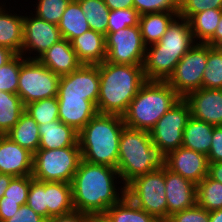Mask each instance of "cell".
<instances>
[{
    "instance_id": "35",
    "label": "cell",
    "mask_w": 222,
    "mask_h": 222,
    "mask_svg": "<svg viewBox=\"0 0 222 222\" xmlns=\"http://www.w3.org/2000/svg\"><path fill=\"white\" fill-rule=\"evenodd\" d=\"M25 112L30 115L38 125L59 120L57 97L31 102L25 105Z\"/></svg>"
},
{
    "instance_id": "38",
    "label": "cell",
    "mask_w": 222,
    "mask_h": 222,
    "mask_svg": "<svg viewBox=\"0 0 222 222\" xmlns=\"http://www.w3.org/2000/svg\"><path fill=\"white\" fill-rule=\"evenodd\" d=\"M139 16L140 15L134 8L110 10L107 34L126 27L137 26L139 23Z\"/></svg>"
},
{
    "instance_id": "36",
    "label": "cell",
    "mask_w": 222,
    "mask_h": 222,
    "mask_svg": "<svg viewBox=\"0 0 222 222\" xmlns=\"http://www.w3.org/2000/svg\"><path fill=\"white\" fill-rule=\"evenodd\" d=\"M23 55L16 54L4 66L0 67V91L17 94L20 67Z\"/></svg>"
},
{
    "instance_id": "23",
    "label": "cell",
    "mask_w": 222,
    "mask_h": 222,
    "mask_svg": "<svg viewBox=\"0 0 222 222\" xmlns=\"http://www.w3.org/2000/svg\"><path fill=\"white\" fill-rule=\"evenodd\" d=\"M7 6L0 7V46L9 48L15 54H21L23 45V18L21 14H12Z\"/></svg>"
},
{
    "instance_id": "4",
    "label": "cell",
    "mask_w": 222,
    "mask_h": 222,
    "mask_svg": "<svg viewBox=\"0 0 222 222\" xmlns=\"http://www.w3.org/2000/svg\"><path fill=\"white\" fill-rule=\"evenodd\" d=\"M123 118L97 113L78 133L82 160L117 169Z\"/></svg>"
},
{
    "instance_id": "37",
    "label": "cell",
    "mask_w": 222,
    "mask_h": 222,
    "mask_svg": "<svg viewBox=\"0 0 222 222\" xmlns=\"http://www.w3.org/2000/svg\"><path fill=\"white\" fill-rule=\"evenodd\" d=\"M34 15L49 23L58 25L71 0H36ZM36 12V13H35Z\"/></svg>"
},
{
    "instance_id": "27",
    "label": "cell",
    "mask_w": 222,
    "mask_h": 222,
    "mask_svg": "<svg viewBox=\"0 0 222 222\" xmlns=\"http://www.w3.org/2000/svg\"><path fill=\"white\" fill-rule=\"evenodd\" d=\"M6 136L33 154L39 150V125L25 111L21 114L17 124L6 134Z\"/></svg>"
},
{
    "instance_id": "43",
    "label": "cell",
    "mask_w": 222,
    "mask_h": 222,
    "mask_svg": "<svg viewBox=\"0 0 222 222\" xmlns=\"http://www.w3.org/2000/svg\"><path fill=\"white\" fill-rule=\"evenodd\" d=\"M166 222H210L209 211L196 204L191 208L173 213Z\"/></svg>"
},
{
    "instance_id": "24",
    "label": "cell",
    "mask_w": 222,
    "mask_h": 222,
    "mask_svg": "<svg viewBox=\"0 0 222 222\" xmlns=\"http://www.w3.org/2000/svg\"><path fill=\"white\" fill-rule=\"evenodd\" d=\"M214 125L190 116L183 131L182 147L208 155L212 143Z\"/></svg>"
},
{
    "instance_id": "55",
    "label": "cell",
    "mask_w": 222,
    "mask_h": 222,
    "mask_svg": "<svg viewBox=\"0 0 222 222\" xmlns=\"http://www.w3.org/2000/svg\"><path fill=\"white\" fill-rule=\"evenodd\" d=\"M173 4L180 9L187 0H171Z\"/></svg>"
},
{
    "instance_id": "39",
    "label": "cell",
    "mask_w": 222,
    "mask_h": 222,
    "mask_svg": "<svg viewBox=\"0 0 222 222\" xmlns=\"http://www.w3.org/2000/svg\"><path fill=\"white\" fill-rule=\"evenodd\" d=\"M26 204L47 220L46 182L35 180L30 175V187Z\"/></svg>"
},
{
    "instance_id": "28",
    "label": "cell",
    "mask_w": 222,
    "mask_h": 222,
    "mask_svg": "<svg viewBox=\"0 0 222 222\" xmlns=\"http://www.w3.org/2000/svg\"><path fill=\"white\" fill-rule=\"evenodd\" d=\"M57 26L62 38L70 42L90 29L77 0L70 1Z\"/></svg>"
},
{
    "instance_id": "44",
    "label": "cell",
    "mask_w": 222,
    "mask_h": 222,
    "mask_svg": "<svg viewBox=\"0 0 222 222\" xmlns=\"http://www.w3.org/2000/svg\"><path fill=\"white\" fill-rule=\"evenodd\" d=\"M209 163L222 162V125L213 129L212 143L207 155Z\"/></svg>"
},
{
    "instance_id": "41",
    "label": "cell",
    "mask_w": 222,
    "mask_h": 222,
    "mask_svg": "<svg viewBox=\"0 0 222 222\" xmlns=\"http://www.w3.org/2000/svg\"><path fill=\"white\" fill-rule=\"evenodd\" d=\"M133 8L139 15L159 12L179 13V9L171 0H133Z\"/></svg>"
},
{
    "instance_id": "3",
    "label": "cell",
    "mask_w": 222,
    "mask_h": 222,
    "mask_svg": "<svg viewBox=\"0 0 222 222\" xmlns=\"http://www.w3.org/2000/svg\"><path fill=\"white\" fill-rule=\"evenodd\" d=\"M195 43L189 21L178 15L160 41L146 48L143 63L146 80L166 81Z\"/></svg>"
},
{
    "instance_id": "52",
    "label": "cell",
    "mask_w": 222,
    "mask_h": 222,
    "mask_svg": "<svg viewBox=\"0 0 222 222\" xmlns=\"http://www.w3.org/2000/svg\"><path fill=\"white\" fill-rule=\"evenodd\" d=\"M13 178L12 175L0 173V199L4 196L5 190Z\"/></svg>"
},
{
    "instance_id": "51",
    "label": "cell",
    "mask_w": 222,
    "mask_h": 222,
    "mask_svg": "<svg viewBox=\"0 0 222 222\" xmlns=\"http://www.w3.org/2000/svg\"><path fill=\"white\" fill-rule=\"evenodd\" d=\"M16 54L9 48L0 46V67L4 66L9 60H11Z\"/></svg>"
},
{
    "instance_id": "32",
    "label": "cell",
    "mask_w": 222,
    "mask_h": 222,
    "mask_svg": "<svg viewBox=\"0 0 222 222\" xmlns=\"http://www.w3.org/2000/svg\"><path fill=\"white\" fill-rule=\"evenodd\" d=\"M77 1L89 23L90 29L106 36L110 9L104 3V0Z\"/></svg>"
},
{
    "instance_id": "20",
    "label": "cell",
    "mask_w": 222,
    "mask_h": 222,
    "mask_svg": "<svg viewBox=\"0 0 222 222\" xmlns=\"http://www.w3.org/2000/svg\"><path fill=\"white\" fill-rule=\"evenodd\" d=\"M38 60L53 73L60 76L69 74L82 65L71 46V42L64 38L52 45Z\"/></svg>"
},
{
    "instance_id": "11",
    "label": "cell",
    "mask_w": 222,
    "mask_h": 222,
    "mask_svg": "<svg viewBox=\"0 0 222 222\" xmlns=\"http://www.w3.org/2000/svg\"><path fill=\"white\" fill-rule=\"evenodd\" d=\"M190 116L189 104L182 98L150 130L154 146L164 156L182 146L183 131Z\"/></svg>"
},
{
    "instance_id": "12",
    "label": "cell",
    "mask_w": 222,
    "mask_h": 222,
    "mask_svg": "<svg viewBox=\"0 0 222 222\" xmlns=\"http://www.w3.org/2000/svg\"><path fill=\"white\" fill-rule=\"evenodd\" d=\"M106 59L115 64L143 65L147 46L139 25L109 32L105 36Z\"/></svg>"
},
{
    "instance_id": "26",
    "label": "cell",
    "mask_w": 222,
    "mask_h": 222,
    "mask_svg": "<svg viewBox=\"0 0 222 222\" xmlns=\"http://www.w3.org/2000/svg\"><path fill=\"white\" fill-rule=\"evenodd\" d=\"M178 15V13L172 12L146 13L140 15L138 25L144 44L149 46L159 42L171 22Z\"/></svg>"
},
{
    "instance_id": "15",
    "label": "cell",
    "mask_w": 222,
    "mask_h": 222,
    "mask_svg": "<svg viewBox=\"0 0 222 222\" xmlns=\"http://www.w3.org/2000/svg\"><path fill=\"white\" fill-rule=\"evenodd\" d=\"M164 166L197 185L208 175L209 162L206 155L181 146L164 156Z\"/></svg>"
},
{
    "instance_id": "7",
    "label": "cell",
    "mask_w": 222,
    "mask_h": 222,
    "mask_svg": "<svg viewBox=\"0 0 222 222\" xmlns=\"http://www.w3.org/2000/svg\"><path fill=\"white\" fill-rule=\"evenodd\" d=\"M126 196L139 208L160 222L168 220L165 195V166L133 178L125 185Z\"/></svg>"
},
{
    "instance_id": "17",
    "label": "cell",
    "mask_w": 222,
    "mask_h": 222,
    "mask_svg": "<svg viewBox=\"0 0 222 222\" xmlns=\"http://www.w3.org/2000/svg\"><path fill=\"white\" fill-rule=\"evenodd\" d=\"M165 195L168 205V219L176 212L197 204L196 184L165 167Z\"/></svg>"
},
{
    "instance_id": "54",
    "label": "cell",
    "mask_w": 222,
    "mask_h": 222,
    "mask_svg": "<svg viewBox=\"0 0 222 222\" xmlns=\"http://www.w3.org/2000/svg\"><path fill=\"white\" fill-rule=\"evenodd\" d=\"M210 222H222V209H217L209 212Z\"/></svg>"
},
{
    "instance_id": "57",
    "label": "cell",
    "mask_w": 222,
    "mask_h": 222,
    "mask_svg": "<svg viewBox=\"0 0 222 222\" xmlns=\"http://www.w3.org/2000/svg\"><path fill=\"white\" fill-rule=\"evenodd\" d=\"M3 135H4V134L0 131V139L3 137Z\"/></svg>"
},
{
    "instance_id": "6",
    "label": "cell",
    "mask_w": 222,
    "mask_h": 222,
    "mask_svg": "<svg viewBox=\"0 0 222 222\" xmlns=\"http://www.w3.org/2000/svg\"><path fill=\"white\" fill-rule=\"evenodd\" d=\"M182 98L166 81L147 80L122 115L125 126L148 131Z\"/></svg>"
},
{
    "instance_id": "25",
    "label": "cell",
    "mask_w": 222,
    "mask_h": 222,
    "mask_svg": "<svg viewBox=\"0 0 222 222\" xmlns=\"http://www.w3.org/2000/svg\"><path fill=\"white\" fill-rule=\"evenodd\" d=\"M47 220L74 211L72 187L64 182H46Z\"/></svg>"
},
{
    "instance_id": "34",
    "label": "cell",
    "mask_w": 222,
    "mask_h": 222,
    "mask_svg": "<svg viewBox=\"0 0 222 222\" xmlns=\"http://www.w3.org/2000/svg\"><path fill=\"white\" fill-rule=\"evenodd\" d=\"M202 88L222 89V47H212L207 44V62Z\"/></svg>"
},
{
    "instance_id": "31",
    "label": "cell",
    "mask_w": 222,
    "mask_h": 222,
    "mask_svg": "<svg viewBox=\"0 0 222 222\" xmlns=\"http://www.w3.org/2000/svg\"><path fill=\"white\" fill-rule=\"evenodd\" d=\"M25 106L17 94L0 91V131L6 135L19 121Z\"/></svg>"
},
{
    "instance_id": "21",
    "label": "cell",
    "mask_w": 222,
    "mask_h": 222,
    "mask_svg": "<svg viewBox=\"0 0 222 222\" xmlns=\"http://www.w3.org/2000/svg\"><path fill=\"white\" fill-rule=\"evenodd\" d=\"M71 46L82 64L97 65L106 59L105 35L91 29L74 38Z\"/></svg>"
},
{
    "instance_id": "30",
    "label": "cell",
    "mask_w": 222,
    "mask_h": 222,
    "mask_svg": "<svg viewBox=\"0 0 222 222\" xmlns=\"http://www.w3.org/2000/svg\"><path fill=\"white\" fill-rule=\"evenodd\" d=\"M113 222H160L136 206L126 195L105 212Z\"/></svg>"
},
{
    "instance_id": "42",
    "label": "cell",
    "mask_w": 222,
    "mask_h": 222,
    "mask_svg": "<svg viewBox=\"0 0 222 222\" xmlns=\"http://www.w3.org/2000/svg\"><path fill=\"white\" fill-rule=\"evenodd\" d=\"M207 9H222V0H187L178 14L189 20L194 14Z\"/></svg>"
},
{
    "instance_id": "49",
    "label": "cell",
    "mask_w": 222,
    "mask_h": 222,
    "mask_svg": "<svg viewBox=\"0 0 222 222\" xmlns=\"http://www.w3.org/2000/svg\"><path fill=\"white\" fill-rule=\"evenodd\" d=\"M208 176L211 179L222 183V162L209 163Z\"/></svg>"
},
{
    "instance_id": "56",
    "label": "cell",
    "mask_w": 222,
    "mask_h": 222,
    "mask_svg": "<svg viewBox=\"0 0 222 222\" xmlns=\"http://www.w3.org/2000/svg\"><path fill=\"white\" fill-rule=\"evenodd\" d=\"M1 2V1H0ZM2 6H6V2L4 3L3 2V4H2V2L0 3V7H2Z\"/></svg>"
},
{
    "instance_id": "47",
    "label": "cell",
    "mask_w": 222,
    "mask_h": 222,
    "mask_svg": "<svg viewBox=\"0 0 222 222\" xmlns=\"http://www.w3.org/2000/svg\"><path fill=\"white\" fill-rule=\"evenodd\" d=\"M46 222H87V214L74 210L64 215L52 216Z\"/></svg>"
},
{
    "instance_id": "29",
    "label": "cell",
    "mask_w": 222,
    "mask_h": 222,
    "mask_svg": "<svg viewBox=\"0 0 222 222\" xmlns=\"http://www.w3.org/2000/svg\"><path fill=\"white\" fill-rule=\"evenodd\" d=\"M221 16L222 9H207L188 20L196 43H206L214 35Z\"/></svg>"
},
{
    "instance_id": "10",
    "label": "cell",
    "mask_w": 222,
    "mask_h": 222,
    "mask_svg": "<svg viewBox=\"0 0 222 222\" xmlns=\"http://www.w3.org/2000/svg\"><path fill=\"white\" fill-rule=\"evenodd\" d=\"M207 62V44L195 45L180 59L166 82L181 97L202 88L203 73Z\"/></svg>"
},
{
    "instance_id": "40",
    "label": "cell",
    "mask_w": 222,
    "mask_h": 222,
    "mask_svg": "<svg viewBox=\"0 0 222 222\" xmlns=\"http://www.w3.org/2000/svg\"><path fill=\"white\" fill-rule=\"evenodd\" d=\"M30 187V176L14 177L5 190V200L19 201V205L27 203Z\"/></svg>"
},
{
    "instance_id": "48",
    "label": "cell",
    "mask_w": 222,
    "mask_h": 222,
    "mask_svg": "<svg viewBox=\"0 0 222 222\" xmlns=\"http://www.w3.org/2000/svg\"><path fill=\"white\" fill-rule=\"evenodd\" d=\"M110 10L133 8V0H104Z\"/></svg>"
},
{
    "instance_id": "53",
    "label": "cell",
    "mask_w": 222,
    "mask_h": 222,
    "mask_svg": "<svg viewBox=\"0 0 222 222\" xmlns=\"http://www.w3.org/2000/svg\"><path fill=\"white\" fill-rule=\"evenodd\" d=\"M87 222H113L106 213L87 214Z\"/></svg>"
},
{
    "instance_id": "14",
    "label": "cell",
    "mask_w": 222,
    "mask_h": 222,
    "mask_svg": "<svg viewBox=\"0 0 222 222\" xmlns=\"http://www.w3.org/2000/svg\"><path fill=\"white\" fill-rule=\"evenodd\" d=\"M99 89L98 64H82L73 72L60 77L57 97H83L97 105Z\"/></svg>"
},
{
    "instance_id": "50",
    "label": "cell",
    "mask_w": 222,
    "mask_h": 222,
    "mask_svg": "<svg viewBox=\"0 0 222 222\" xmlns=\"http://www.w3.org/2000/svg\"><path fill=\"white\" fill-rule=\"evenodd\" d=\"M206 44L212 47H222V16L217 24L214 35L206 42Z\"/></svg>"
},
{
    "instance_id": "46",
    "label": "cell",
    "mask_w": 222,
    "mask_h": 222,
    "mask_svg": "<svg viewBox=\"0 0 222 222\" xmlns=\"http://www.w3.org/2000/svg\"><path fill=\"white\" fill-rule=\"evenodd\" d=\"M20 208L19 201L5 200V196L0 199V222H4L13 217Z\"/></svg>"
},
{
    "instance_id": "13",
    "label": "cell",
    "mask_w": 222,
    "mask_h": 222,
    "mask_svg": "<svg viewBox=\"0 0 222 222\" xmlns=\"http://www.w3.org/2000/svg\"><path fill=\"white\" fill-rule=\"evenodd\" d=\"M25 15L23 18L21 55L26 59H38L52 45L63 38L57 25L38 18L33 12L29 16L26 12ZM31 54L34 56H31Z\"/></svg>"
},
{
    "instance_id": "1",
    "label": "cell",
    "mask_w": 222,
    "mask_h": 222,
    "mask_svg": "<svg viewBox=\"0 0 222 222\" xmlns=\"http://www.w3.org/2000/svg\"><path fill=\"white\" fill-rule=\"evenodd\" d=\"M120 183L121 188L117 186ZM123 185L116 168L81 159L71 182L74 210L86 214L105 213L126 195Z\"/></svg>"
},
{
    "instance_id": "22",
    "label": "cell",
    "mask_w": 222,
    "mask_h": 222,
    "mask_svg": "<svg viewBox=\"0 0 222 222\" xmlns=\"http://www.w3.org/2000/svg\"><path fill=\"white\" fill-rule=\"evenodd\" d=\"M39 150L79 147L78 132L60 120L39 125Z\"/></svg>"
},
{
    "instance_id": "18",
    "label": "cell",
    "mask_w": 222,
    "mask_h": 222,
    "mask_svg": "<svg viewBox=\"0 0 222 222\" xmlns=\"http://www.w3.org/2000/svg\"><path fill=\"white\" fill-rule=\"evenodd\" d=\"M32 169L33 153L3 135L0 139V173L22 177L32 175Z\"/></svg>"
},
{
    "instance_id": "19",
    "label": "cell",
    "mask_w": 222,
    "mask_h": 222,
    "mask_svg": "<svg viewBox=\"0 0 222 222\" xmlns=\"http://www.w3.org/2000/svg\"><path fill=\"white\" fill-rule=\"evenodd\" d=\"M59 120L78 133L98 113L96 105L83 97H57Z\"/></svg>"
},
{
    "instance_id": "45",
    "label": "cell",
    "mask_w": 222,
    "mask_h": 222,
    "mask_svg": "<svg viewBox=\"0 0 222 222\" xmlns=\"http://www.w3.org/2000/svg\"><path fill=\"white\" fill-rule=\"evenodd\" d=\"M4 222H46V219L25 204L20 206L19 210L13 214V217Z\"/></svg>"
},
{
    "instance_id": "33",
    "label": "cell",
    "mask_w": 222,
    "mask_h": 222,
    "mask_svg": "<svg viewBox=\"0 0 222 222\" xmlns=\"http://www.w3.org/2000/svg\"><path fill=\"white\" fill-rule=\"evenodd\" d=\"M196 196L197 204L207 211L222 209V183L208 175L196 185Z\"/></svg>"
},
{
    "instance_id": "5",
    "label": "cell",
    "mask_w": 222,
    "mask_h": 222,
    "mask_svg": "<svg viewBox=\"0 0 222 222\" xmlns=\"http://www.w3.org/2000/svg\"><path fill=\"white\" fill-rule=\"evenodd\" d=\"M163 166L164 155L154 146L149 132L124 126L117 164L124 186L133 178L159 170Z\"/></svg>"
},
{
    "instance_id": "2",
    "label": "cell",
    "mask_w": 222,
    "mask_h": 222,
    "mask_svg": "<svg viewBox=\"0 0 222 222\" xmlns=\"http://www.w3.org/2000/svg\"><path fill=\"white\" fill-rule=\"evenodd\" d=\"M100 89L97 111L101 114L122 116L138 90L147 81L143 65L115 64L104 61L98 64Z\"/></svg>"
},
{
    "instance_id": "9",
    "label": "cell",
    "mask_w": 222,
    "mask_h": 222,
    "mask_svg": "<svg viewBox=\"0 0 222 222\" xmlns=\"http://www.w3.org/2000/svg\"><path fill=\"white\" fill-rule=\"evenodd\" d=\"M60 77L38 59H26L23 56L17 95L24 106L34 101L57 97Z\"/></svg>"
},
{
    "instance_id": "8",
    "label": "cell",
    "mask_w": 222,
    "mask_h": 222,
    "mask_svg": "<svg viewBox=\"0 0 222 222\" xmlns=\"http://www.w3.org/2000/svg\"><path fill=\"white\" fill-rule=\"evenodd\" d=\"M81 159L79 147L37 150L33 154L31 176L38 181L71 184Z\"/></svg>"
},
{
    "instance_id": "16",
    "label": "cell",
    "mask_w": 222,
    "mask_h": 222,
    "mask_svg": "<svg viewBox=\"0 0 222 222\" xmlns=\"http://www.w3.org/2000/svg\"><path fill=\"white\" fill-rule=\"evenodd\" d=\"M191 116L214 126L222 125V89L201 88L183 98Z\"/></svg>"
}]
</instances>
